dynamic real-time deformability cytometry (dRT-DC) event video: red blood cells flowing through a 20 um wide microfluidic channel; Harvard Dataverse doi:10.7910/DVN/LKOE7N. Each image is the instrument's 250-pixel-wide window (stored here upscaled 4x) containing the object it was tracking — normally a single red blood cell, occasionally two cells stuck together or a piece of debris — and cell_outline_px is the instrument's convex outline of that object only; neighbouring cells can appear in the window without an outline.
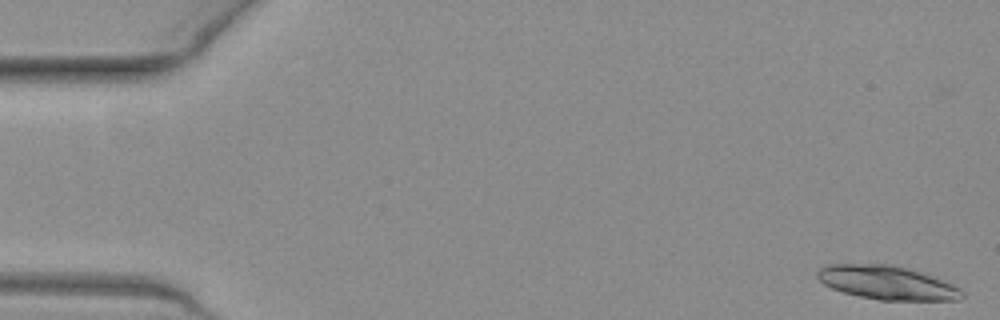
{"species": "common noctule bat (a hibernating species)", "species_latin": "Nyctalus noctula", "temperature_condition": "warm", "stored_images_in_passage": 14, "camera_frame_rate_fps": 3000, "um_per_image_px": 0.085, "animal": {"sex": "female", "body_mass_g": 19.3, "forearm_length_mm": 54.1}, "frame": {"image": 1, "passage_image": 1, "time_ms": 0.0, "image_size_px": [1000, 320], "cell_outline_px": [[964, 296], [960, 300], [880, 300], [860, 296], [844, 292], [832, 288], [824, 284], [816, 276], [816, 272], [820, 268], [828, 264], [892, 264], [920, 272], [932, 276], [952, 284], [960, 288], [964, 292]], "centroid_in_image_um": [75.4, 24.02], "position_along_channel_um": 9.6, "area_um2": 28.32}}
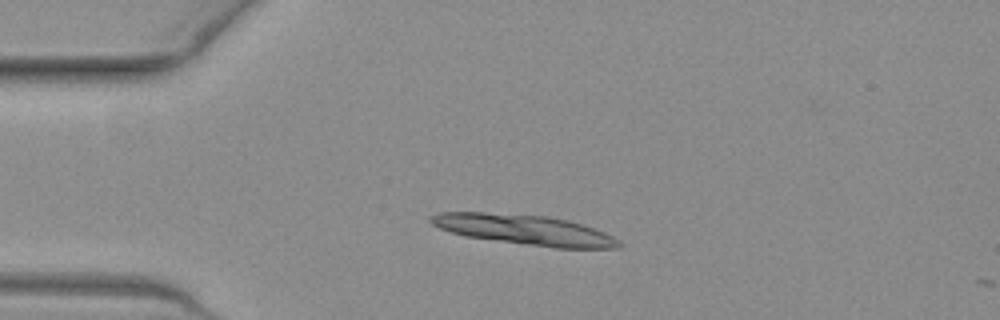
{"frame": {"image": 2, "passage_image": 12, "time_ms": 3.667, "image_size_px": [1000, 320], "cell_outline_px": [[620, 248], [556, 248], [524, 244], [464, 236], [440, 228], [432, 224], [428, 220], [428, 216], [440, 212], [484, 212], [548, 216], [568, 220], [604, 232], [620, 240]], "centroid_in_image_um": [44.55, 19.53], "position_along_channel_um": 40.4, "area_um2": 32.83}}